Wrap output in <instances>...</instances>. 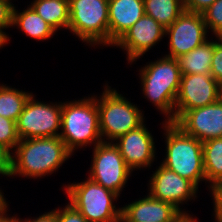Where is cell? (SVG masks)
Segmentation results:
<instances>
[{"instance_id": "6da1fadb", "label": "cell", "mask_w": 222, "mask_h": 222, "mask_svg": "<svg viewBox=\"0 0 222 222\" xmlns=\"http://www.w3.org/2000/svg\"><path fill=\"white\" fill-rule=\"evenodd\" d=\"M10 176L38 178L56 171L73 154L60 137L20 139Z\"/></svg>"}, {"instance_id": "7a4b0ae2", "label": "cell", "mask_w": 222, "mask_h": 222, "mask_svg": "<svg viewBox=\"0 0 222 222\" xmlns=\"http://www.w3.org/2000/svg\"><path fill=\"white\" fill-rule=\"evenodd\" d=\"M143 94L167 119L174 123L175 100L181 82L176 58L164 56L140 70Z\"/></svg>"}, {"instance_id": "3957f363", "label": "cell", "mask_w": 222, "mask_h": 222, "mask_svg": "<svg viewBox=\"0 0 222 222\" xmlns=\"http://www.w3.org/2000/svg\"><path fill=\"white\" fill-rule=\"evenodd\" d=\"M163 125L166 131L167 152L161 164L191 181L198 188L200 181H206L203 166V142L186 134L173 122H165Z\"/></svg>"}, {"instance_id": "277c9868", "label": "cell", "mask_w": 222, "mask_h": 222, "mask_svg": "<svg viewBox=\"0 0 222 222\" xmlns=\"http://www.w3.org/2000/svg\"><path fill=\"white\" fill-rule=\"evenodd\" d=\"M62 123L60 139L74 153L78 147L101 143L99 114L96 97L62 103Z\"/></svg>"}, {"instance_id": "5b68a950", "label": "cell", "mask_w": 222, "mask_h": 222, "mask_svg": "<svg viewBox=\"0 0 222 222\" xmlns=\"http://www.w3.org/2000/svg\"><path fill=\"white\" fill-rule=\"evenodd\" d=\"M110 88L108 85L104 88L100 99L96 96V104L101 137L114 142L130 130L142 125L145 118L137 106Z\"/></svg>"}, {"instance_id": "8992f818", "label": "cell", "mask_w": 222, "mask_h": 222, "mask_svg": "<svg viewBox=\"0 0 222 222\" xmlns=\"http://www.w3.org/2000/svg\"><path fill=\"white\" fill-rule=\"evenodd\" d=\"M69 203L78 210L88 222H121V208L113 202L118 195L92 181L65 186ZM114 200V201H113Z\"/></svg>"}, {"instance_id": "52a82bcc", "label": "cell", "mask_w": 222, "mask_h": 222, "mask_svg": "<svg viewBox=\"0 0 222 222\" xmlns=\"http://www.w3.org/2000/svg\"><path fill=\"white\" fill-rule=\"evenodd\" d=\"M109 0H69L68 29L83 42L109 45Z\"/></svg>"}, {"instance_id": "ba28073f", "label": "cell", "mask_w": 222, "mask_h": 222, "mask_svg": "<svg viewBox=\"0 0 222 222\" xmlns=\"http://www.w3.org/2000/svg\"><path fill=\"white\" fill-rule=\"evenodd\" d=\"M34 99V95L31 94L16 121L19 138L59 137L62 103L50 105Z\"/></svg>"}, {"instance_id": "9c48e42d", "label": "cell", "mask_w": 222, "mask_h": 222, "mask_svg": "<svg viewBox=\"0 0 222 222\" xmlns=\"http://www.w3.org/2000/svg\"><path fill=\"white\" fill-rule=\"evenodd\" d=\"M89 178L118 196L126 186L132 170L124 162L114 142L102 141L94 146Z\"/></svg>"}, {"instance_id": "30bf717a", "label": "cell", "mask_w": 222, "mask_h": 222, "mask_svg": "<svg viewBox=\"0 0 222 222\" xmlns=\"http://www.w3.org/2000/svg\"><path fill=\"white\" fill-rule=\"evenodd\" d=\"M222 97V87L206 74L181 75L175 100L174 123L188 110L217 102Z\"/></svg>"}, {"instance_id": "8fae6325", "label": "cell", "mask_w": 222, "mask_h": 222, "mask_svg": "<svg viewBox=\"0 0 222 222\" xmlns=\"http://www.w3.org/2000/svg\"><path fill=\"white\" fill-rule=\"evenodd\" d=\"M207 32L202 13L185 10L165 29V36L169 35L170 50V53L166 56L178 58L189 53L207 41Z\"/></svg>"}, {"instance_id": "7c38bea8", "label": "cell", "mask_w": 222, "mask_h": 222, "mask_svg": "<svg viewBox=\"0 0 222 222\" xmlns=\"http://www.w3.org/2000/svg\"><path fill=\"white\" fill-rule=\"evenodd\" d=\"M175 124L201 142L222 137V97L213 104L186 111Z\"/></svg>"}, {"instance_id": "4fadbf2b", "label": "cell", "mask_w": 222, "mask_h": 222, "mask_svg": "<svg viewBox=\"0 0 222 222\" xmlns=\"http://www.w3.org/2000/svg\"><path fill=\"white\" fill-rule=\"evenodd\" d=\"M149 184V194L153 198L171 203L179 210L181 203L197 197L198 188L191 181L162 164L153 173Z\"/></svg>"}, {"instance_id": "5bb4252c", "label": "cell", "mask_w": 222, "mask_h": 222, "mask_svg": "<svg viewBox=\"0 0 222 222\" xmlns=\"http://www.w3.org/2000/svg\"><path fill=\"white\" fill-rule=\"evenodd\" d=\"M165 36V28L144 14L113 45L126 50L129 63L136 61Z\"/></svg>"}, {"instance_id": "9a60e30c", "label": "cell", "mask_w": 222, "mask_h": 222, "mask_svg": "<svg viewBox=\"0 0 222 222\" xmlns=\"http://www.w3.org/2000/svg\"><path fill=\"white\" fill-rule=\"evenodd\" d=\"M145 123L130 130L117 139L114 144L118 147L127 166L133 169L150 167L155 159L154 138L145 127Z\"/></svg>"}, {"instance_id": "2e32d148", "label": "cell", "mask_w": 222, "mask_h": 222, "mask_svg": "<svg viewBox=\"0 0 222 222\" xmlns=\"http://www.w3.org/2000/svg\"><path fill=\"white\" fill-rule=\"evenodd\" d=\"M183 213L187 212L148 194L121 208V222H173Z\"/></svg>"}, {"instance_id": "e0dca14e", "label": "cell", "mask_w": 222, "mask_h": 222, "mask_svg": "<svg viewBox=\"0 0 222 222\" xmlns=\"http://www.w3.org/2000/svg\"><path fill=\"white\" fill-rule=\"evenodd\" d=\"M144 14L143 0H109V45L113 46Z\"/></svg>"}, {"instance_id": "ac0fdd59", "label": "cell", "mask_w": 222, "mask_h": 222, "mask_svg": "<svg viewBox=\"0 0 222 222\" xmlns=\"http://www.w3.org/2000/svg\"><path fill=\"white\" fill-rule=\"evenodd\" d=\"M202 151L205 177L213 197L222 187V137L204 141Z\"/></svg>"}, {"instance_id": "d6986e66", "label": "cell", "mask_w": 222, "mask_h": 222, "mask_svg": "<svg viewBox=\"0 0 222 222\" xmlns=\"http://www.w3.org/2000/svg\"><path fill=\"white\" fill-rule=\"evenodd\" d=\"M12 25L18 26L27 36L36 40H48L56 32L31 6L21 13L14 7Z\"/></svg>"}, {"instance_id": "ffe728a7", "label": "cell", "mask_w": 222, "mask_h": 222, "mask_svg": "<svg viewBox=\"0 0 222 222\" xmlns=\"http://www.w3.org/2000/svg\"><path fill=\"white\" fill-rule=\"evenodd\" d=\"M214 51V40H207L189 53L177 59L181 75L211 73V60Z\"/></svg>"}, {"instance_id": "44dd1931", "label": "cell", "mask_w": 222, "mask_h": 222, "mask_svg": "<svg viewBox=\"0 0 222 222\" xmlns=\"http://www.w3.org/2000/svg\"><path fill=\"white\" fill-rule=\"evenodd\" d=\"M30 6L56 31L68 29L69 0H34Z\"/></svg>"}, {"instance_id": "7402d4cb", "label": "cell", "mask_w": 222, "mask_h": 222, "mask_svg": "<svg viewBox=\"0 0 222 222\" xmlns=\"http://www.w3.org/2000/svg\"><path fill=\"white\" fill-rule=\"evenodd\" d=\"M144 12L154 18L165 29L184 11L183 0H143Z\"/></svg>"}, {"instance_id": "603a6c76", "label": "cell", "mask_w": 222, "mask_h": 222, "mask_svg": "<svg viewBox=\"0 0 222 222\" xmlns=\"http://www.w3.org/2000/svg\"><path fill=\"white\" fill-rule=\"evenodd\" d=\"M30 96L31 93L2 84L0 87V116L16 122Z\"/></svg>"}, {"instance_id": "cb8c5ba5", "label": "cell", "mask_w": 222, "mask_h": 222, "mask_svg": "<svg viewBox=\"0 0 222 222\" xmlns=\"http://www.w3.org/2000/svg\"><path fill=\"white\" fill-rule=\"evenodd\" d=\"M19 141L16 122L0 116V143L12 152Z\"/></svg>"}, {"instance_id": "d4e9b609", "label": "cell", "mask_w": 222, "mask_h": 222, "mask_svg": "<svg viewBox=\"0 0 222 222\" xmlns=\"http://www.w3.org/2000/svg\"><path fill=\"white\" fill-rule=\"evenodd\" d=\"M207 29H211L213 34L222 28V0L214 1L206 10L202 12Z\"/></svg>"}, {"instance_id": "484cf974", "label": "cell", "mask_w": 222, "mask_h": 222, "mask_svg": "<svg viewBox=\"0 0 222 222\" xmlns=\"http://www.w3.org/2000/svg\"><path fill=\"white\" fill-rule=\"evenodd\" d=\"M10 1L11 0H0V33L6 38V41L9 40V36L3 32V29L13 26L12 18L14 4Z\"/></svg>"}, {"instance_id": "4316f807", "label": "cell", "mask_w": 222, "mask_h": 222, "mask_svg": "<svg viewBox=\"0 0 222 222\" xmlns=\"http://www.w3.org/2000/svg\"><path fill=\"white\" fill-rule=\"evenodd\" d=\"M57 222H88L70 203L65 208L55 209Z\"/></svg>"}, {"instance_id": "83f0119b", "label": "cell", "mask_w": 222, "mask_h": 222, "mask_svg": "<svg viewBox=\"0 0 222 222\" xmlns=\"http://www.w3.org/2000/svg\"><path fill=\"white\" fill-rule=\"evenodd\" d=\"M210 74L222 87V47L217 45L215 41Z\"/></svg>"}, {"instance_id": "f1b7e54d", "label": "cell", "mask_w": 222, "mask_h": 222, "mask_svg": "<svg viewBox=\"0 0 222 222\" xmlns=\"http://www.w3.org/2000/svg\"><path fill=\"white\" fill-rule=\"evenodd\" d=\"M12 153L0 143V174L10 177L12 170Z\"/></svg>"}, {"instance_id": "f546056e", "label": "cell", "mask_w": 222, "mask_h": 222, "mask_svg": "<svg viewBox=\"0 0 222 222\" xmlns=\"http://www.w3.org/2000/svg\"><path fill=\"white\" fill-rule=\"evenodd\" d=\"M186 11L202 13L216 0H183Z\"/></svg>"}, {"instance_id": "4dcf8cb0", "label": "cell", "mask_w": 222, "mask_h": 222, "mask_svg": "<svg viewBox=\"0 0 222 222\" xmlns=\"http://www.w3.org/2000/svg\"><path fill=\"white\" fill-rule=\"evenodd\" d=\"M214 215L217 222H222V187L214 194Z\"/></svg>"}, {"instance_id": "1f68e13d", "label": "cell", "mask_w": 222, "mask_h": 222, "mask_svg": "<svg viewBox=\"0 0 222 222\" xmlns=\"http://www.w3.org/2000/svg\"><path fill=\"white\" fill-rule=\"evenodd\" d=\"M17 222H57V215L53 209L50 212L40 215L38 218H35L34 220L25 219L22 221L19 218H17Z\"/></svg>"}, {"instance_id": "d6a6232c", "label": "cell", "mask_w": 222, "mask_h": 222, "mask_svg": "<svg viewBox=\"0 0 222 222\" xmlns=\"http://www.w3.org/2000/svg\"><path fill=\"white\" fill-rule=\"evenodd\" d=\"M7 206L8 204L0 208V222H17V218L15 216L9 217L8 215H6Z\"/></svg>"}, {"instance_id": "836d02e7", "label": "cell", "mask_w": 222, "mask_h": 222, "mask_svg": "<svg viewBox=\"0 0 222 222\" xmlns=\"http://www.w3.org/2000/svg\"><path fill=\"white\" fill-rule=\"evenodd\" d=\"M173 222H196V220L188 213H183Z\"/></svg>"}, {"instance_id": "e575fe53", "label": "cell", "mask_w": 222, "mask_h": 222, "mask_svg": "<svg viewBox=\"0 0 222 222\" xmlns=\"http://www.w3.org/2000/svg\"><path fill=\"white\" fill-rule=\"evenodd\" d=\"M214 35L217 37V41H215V43L217 44V45H219V46H221L222 47V28L221 29H219V30H217L215 33H214Z\"/></svg>"}, {"instance_id": "d590c367", "label": "cell", "mask_w": 222, "mask_h": 222, "mask_svg": "<svg viewBox=\"0 0 222 222\" xmlns=\"http://www.w3.org/2000/svg\"><path fill=\"white\" fill-rule=\"evenodd\" d=\"M6 199L4 198V196L2 195V192L0 190V208L4 207L6 205Z\"/></svg>"}, {"instance_id": "8d00e7d4", "label": "cell", "mask_w": 222, "mask_h": 222, "mask_svg": "<svg viewBox=\"0 0 222 222\" xmlns=\"http://www.w3.org/2000/svg\"><path fill=\"white\" fill-rule=\"evenodd\" d=\"M4 44H7L6 38L0 33V47L4 46Z\"/></svg>"}]
</instances>
